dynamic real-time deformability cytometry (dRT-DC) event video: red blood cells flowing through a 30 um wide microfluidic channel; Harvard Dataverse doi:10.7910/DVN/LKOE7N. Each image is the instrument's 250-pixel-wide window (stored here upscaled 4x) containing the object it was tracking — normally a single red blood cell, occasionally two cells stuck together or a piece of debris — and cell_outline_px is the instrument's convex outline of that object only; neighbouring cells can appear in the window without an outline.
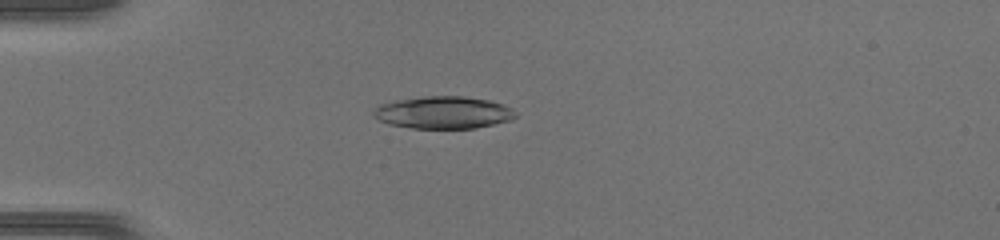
{"species": "common noctule bat (a hibernating species)", "species_latin": "Nyctalus noctula", "temperature_condition": "warm", "stored_images_in_passage": 24, "camera_frame_rate_fps": 3000, "um_per_image_px": 0.085, "animal": {"sex": "female", "body_mass_g": 17.0, "forearm_length_mm": 48.0}, "frame": {"image": 1, "passage_image": 14, "time_ms": 4.333, "image_size_px": [1000, 240], "cell_outline_px": [[516, 116], [512, 120], [476, 128], [412, 128], [388, 124], [380, 120], [372, 112], [380, 104], [396, 100], [424, 96], [464, 96], [488, 100], [512, 108], [516, 112]], "centroid_in_image_um": [37.7, 9.56], "position_along_channel_um": 47.3, "area_um2": 26.65}}
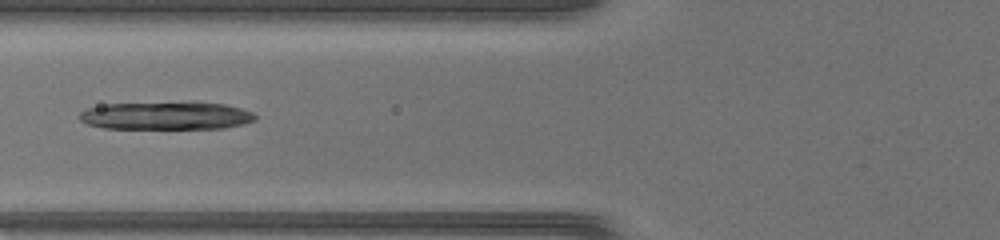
{"frame": {"image": 2, "passage_image": 20, "time_ms": 6.333, "image_size_px": [1000, 240], "cell_outline_px": [[256, 120], [244, 124], [224, 128], [104, 128], [88, 124], [80, 120], [76, 116], [80, 112], [88, 108], [108, 104], [224, 104], [240, 108], [252, 112], [256, 116]], "centroid_in_image_um": [14.1, 9.87], "position_along_channel_um": 111.7, "area_um2": 27.57}}
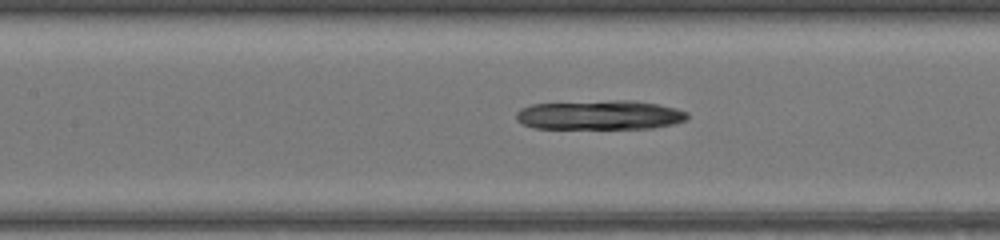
{"frame": {"image": 3, "passage_image": 23, "time_ms": 7.333, "image_size_px": [1000, 240], "cell_outline_px": [[688, 116], [684, 120], [672, 124], [652, 128], [536, 128], [524, 124], [516, 120], [516, 112], [520, 108], [532, 104], [616, 100], [632, 100], [656, 104], [676, 108], [688, 112]], "centroid_in_image_um": [50.97, 9.77], "position_along_channel_um": 156.4, "area_um2": 29.07}}